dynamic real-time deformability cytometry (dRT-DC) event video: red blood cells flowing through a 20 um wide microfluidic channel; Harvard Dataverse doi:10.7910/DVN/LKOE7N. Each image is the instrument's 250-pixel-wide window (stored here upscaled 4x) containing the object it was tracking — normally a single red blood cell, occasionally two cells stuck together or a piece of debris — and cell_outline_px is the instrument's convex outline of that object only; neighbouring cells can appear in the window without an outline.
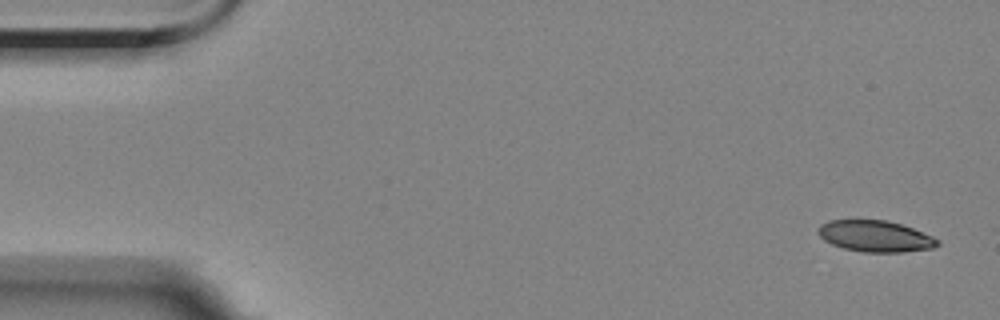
{"species": "Egyptian fruit bat (a non-hibernating species)", "species_latin": "Rousettus aegyptiacus", "temperature_condition": "room temperature", "stored_images_in_passage": 5, "camera_frame_rate_fps": 3000, "um_per_image_px": 0.085, "animal": {"sex": "female"}, "frame": {"image": 1, "passage_image": 1, "time_ms": 0.0, "image_size_px": [1000, 320], "cell_outline_px": [[940, 244], [932, 248], [904, 252], [864, 252], [844, 248], [832, 244], [824, 240], [816, 232], [820, 224], [828, 220], [884, 220], [900, 224], [912, 228], [932, 236], [940, 240]], "centroid_in_image_um": [74.38, 20.07], "position_along_channel_um": 10.6, "area_um2": 21.73}}
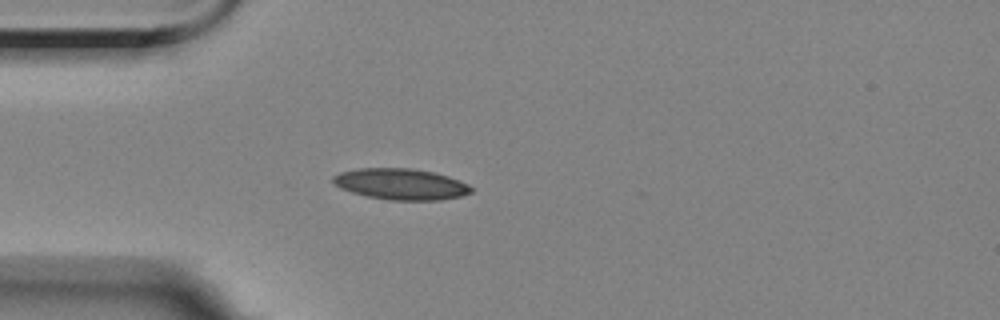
{"frame": {"image": 2, "passage_image": 5, "time_ms": 4.333, "image_size_px": [1000, 320], "cell_outline_px": [[472, 192], [460, 196], [440, 200], [388, 200], [368, 196], [352, 192], [340, 188], [332, 184], [332, 176], [340, 172], [360, 168], [412, 168], [432, 172], [448, 176], [468, 184], [472, 188]], "centroid_in_image_um": [34.04, 15.65], "position_along_channel_um": 51.0, "area_um2": 25.03}}